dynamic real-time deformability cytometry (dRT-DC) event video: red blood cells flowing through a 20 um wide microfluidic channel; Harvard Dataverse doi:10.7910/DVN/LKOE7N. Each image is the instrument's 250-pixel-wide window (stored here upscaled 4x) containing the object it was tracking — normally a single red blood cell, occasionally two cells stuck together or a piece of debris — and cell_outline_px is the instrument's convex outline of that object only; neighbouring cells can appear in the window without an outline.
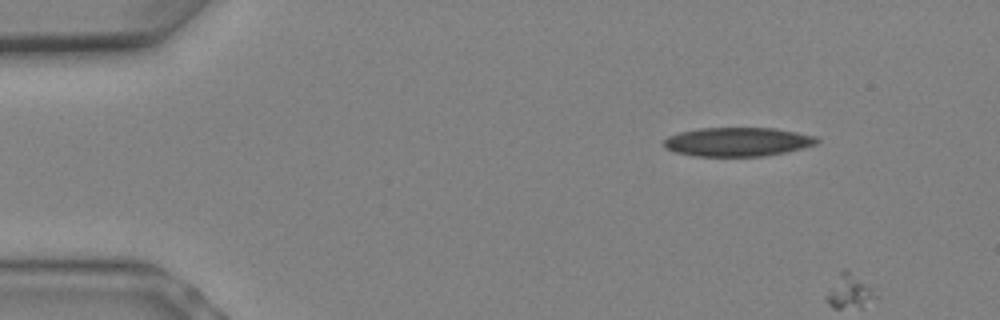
{"species": "Egyptian fruit bat (a non-hibernating species)", "species_latin": "Rousettus aegyptiacus", "temperature_condition": "warm", "stored_images_in_passage": 2, "camera_frame_rate_fps": 3000, "um_per_image_px": 0.085, "animal": {"sex": "female"}, "frame": {"image": 1, "passage_image": 1, "time_ms": 0.0, "image_size_px": [1000, 320], "cell_outline_px": [[820, 140], [816, 144], [804, 148], [788, 152], [764, 156], [696, 156], [676, 152], [664, 148], [664, 140], [668, 136], [680, 132], [700, 128], [776, 128], [816, 136]], "centroid_in_image_um": [62.73, 12.06], "position_along_channel_um": 22.3, "area_um2": 25.89}}